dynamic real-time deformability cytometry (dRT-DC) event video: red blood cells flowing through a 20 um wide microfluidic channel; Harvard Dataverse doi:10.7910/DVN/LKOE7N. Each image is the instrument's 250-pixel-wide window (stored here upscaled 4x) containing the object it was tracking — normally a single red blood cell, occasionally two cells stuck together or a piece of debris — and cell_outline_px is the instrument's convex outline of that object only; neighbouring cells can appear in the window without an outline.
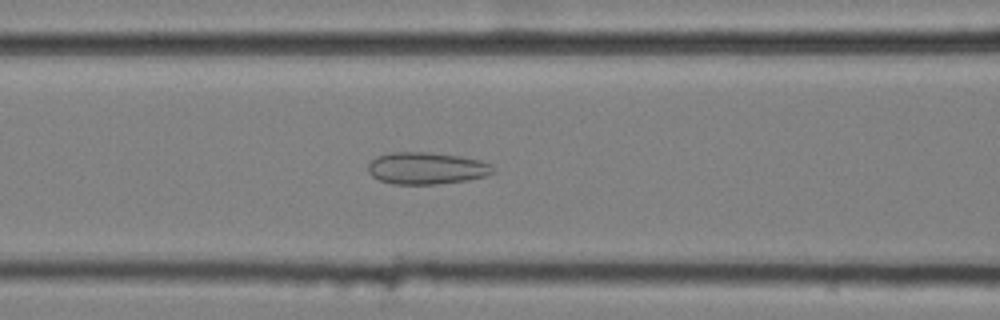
{"species": "common noctule bat (a hibernating species)", "species_latin": "Nyctalus noctula", "temperature_condition": "cold", "stored_images_in_passage": 53, "camera_frame_rate_fps": 3000, "um_per_image_px": 0.085, "animal": {"sex": "female", "body_mass_g": 25.1}, "frame": {"image": 1, "passage_image": 20, "time_ms": 6.333, "image_size_px": [1000, 320], "cell_outline_px": [[496, 172], [484, 176], [468, 180], [436, 184], [392, 184], [380, 180], [372, 176], [368, 172], [368, 164], [376, 156], [392, 152], [428, 152], [460, 156], [480, 160], [492, 164]], "centroid_in_image_um": [36.26, 14.3], "position_along_channel_um": 130.3, "area_um2": 23.41}}
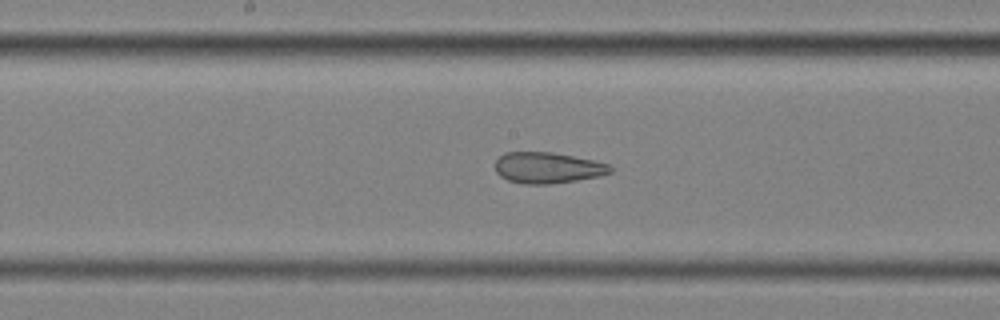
{"frame": {"image": 2, "passage_image": 26, "time_ms": 8.333, "image_size_px": [1000, 320], "cell_outline_px": [[616, 168], [612, 172], [600, 176], [576, 180], [548, 184], [524, 184], [508, 180], [500, 176], [496, 172], [496, 160], [504, 152], [552, 152], [592, 160], [608, 164]], "centroid_in_image_um": [46.56, 14.26], "position_along_channel_um": 201.6, "area_um2": 20.81}}
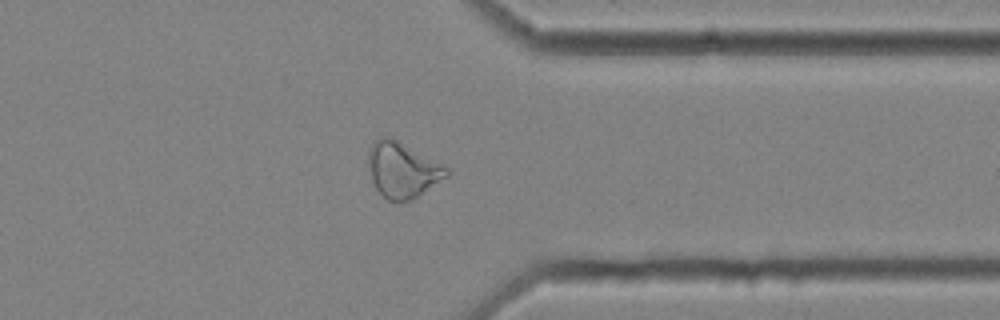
{"frame": {"image": 3, "passage_image": 41, "time_ms": 13.333, "image_size_px": [1000, 320], "cell_outline_px": [[448, 176], [412, 200], [388, 200], [376, 188], [372, 180], [368, 160], [368, 148], [376, 140], [384, 136], [392, 136], [448, 168]], "centroid_in_image_um": [34.2, 14.42], "position_along_channel_um": 377.2, "area_um2": 24.97}, "authors_computed_cell_mechanics": {"area_um2": 26.7036, "velocity_mm_per_s": 3.5721, "shape_relaxation_time_tau1_ms": null, "shape_relaxation_time_tau2_ms": 2.2854, "deformation_change_tau1": null, "deformation_change_tau2": 0.1047}}